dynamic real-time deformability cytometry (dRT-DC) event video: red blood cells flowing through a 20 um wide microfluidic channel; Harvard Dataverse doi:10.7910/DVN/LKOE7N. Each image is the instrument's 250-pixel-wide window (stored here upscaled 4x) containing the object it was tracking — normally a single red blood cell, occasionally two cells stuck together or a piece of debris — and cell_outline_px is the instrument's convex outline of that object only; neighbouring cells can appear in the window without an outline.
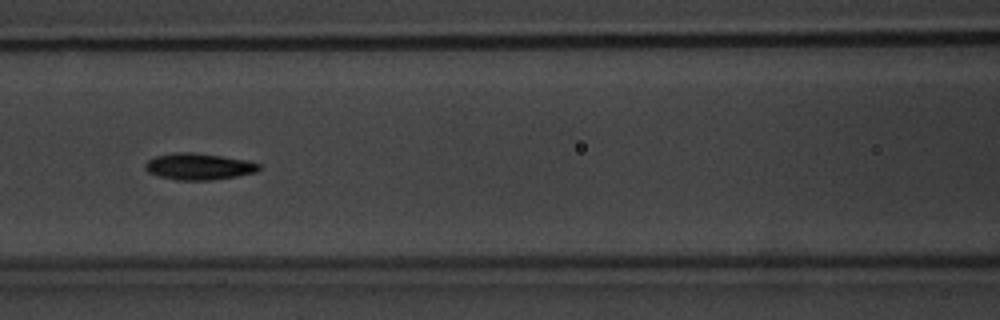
{"species": "common noctule bat (a hibernating species)", "species_latin": "Nyctalus noctula", "temperature_condition": "warm", "stored_images_in_passage": 12, "camera_frame_rate_fps": 3000, "um_per_image_px": 0.085, "animal": {"sex": "male", "body_mass_g": 20.1, "forearm_length_mm": 53.5}, "frame": {"image": 1, "passage_image": 9, "time_ms": 2.667, "image_size_px": [1000, 320], "cell_outline_px": [[260, 168], [256, 172], [236, 176], [212, 180], [176, 180], [156, 176], [148, 172], [144, 168], [144, 164], [148, 160], [156, 156], [172, 152], [192, 152], [248, 160], [260, 164]], "centroid_in_image_um": [16.85, 14.15], "position_along_channel_um": 149.7, "area_um2": 17.69}}